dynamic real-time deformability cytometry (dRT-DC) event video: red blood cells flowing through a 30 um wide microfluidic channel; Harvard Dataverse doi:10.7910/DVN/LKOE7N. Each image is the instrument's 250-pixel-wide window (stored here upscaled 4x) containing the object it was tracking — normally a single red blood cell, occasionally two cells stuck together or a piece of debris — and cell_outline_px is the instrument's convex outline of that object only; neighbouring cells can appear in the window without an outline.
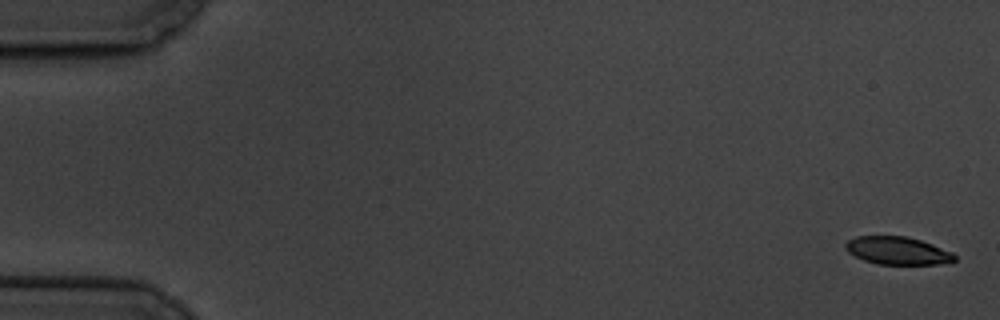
{"species": "common noctule bat (a hibernating species)", "species_latin": "Nyctalus noctula", "temperature_condition": "cold", "stored_images_in_passage": 6, "camera_frame_rate_fps": 3000, "um_per_image_px": 0.085, "animal": {"sex": "male", "body_mass_g": 19.5, "forearm_length_mm": 54.6}, "frame": {"image": 1, "passage_image": 1, "time_ms": 0.0, "image_size_px": [1000, 320], "cell_outline_px": [[956, 260], [936, 264], [876, 264], [864, 260], [848, 252], [844, 248], [844, 244], [848, 240], [856, 236], [908, 236], [932, 244], [952, 252], [956, 256]], "centroid_in_image_um": [76.26, 21.3], "position_along_channel_um": 8.7, "area_um2": 17.63}}
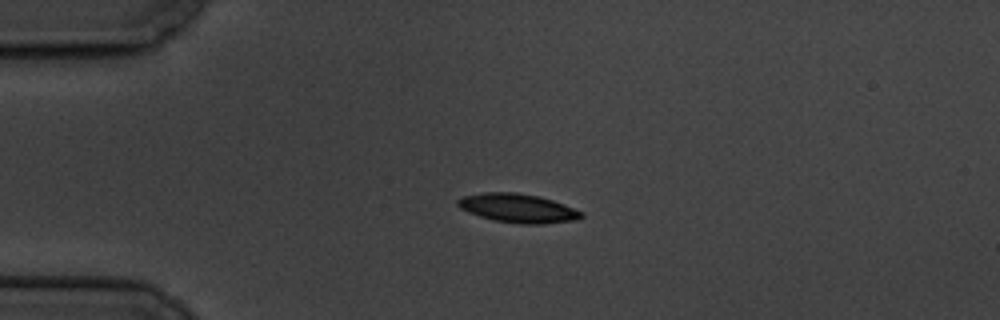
{"frame": {"image": 2, "passage_image": 4, "time_ms": 4.333, "image_size_px": [1000, 320], "cell_outline_px": [[584, 216], [576, 220], [544, 224], [520, 224], [496, 220], [480, 216], [468, 212], [460, 208], [456, 204], [456, 200], [464, 196], [484, 192], [516, 192], [536, 196], [552, 200], [564, 204], [584, 212]], "centroid_in_image_um": [44.03, 17.7], "position_along_channel_um": 41.0, "area_um2": 20.75}}
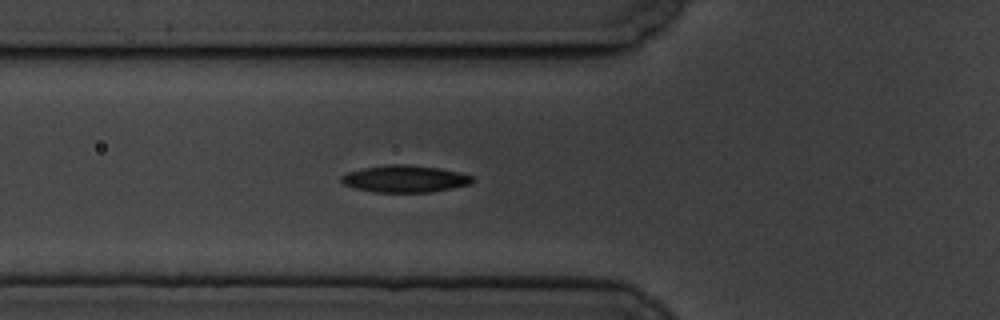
{"frame": {"image": 3, "passage_image": 6, "time_ms": 6.667, "image_size_px": [1000, 320], "cell_outline_px": [[476, 180], [472, 184], [432, 192], [376, 192], [352, 188], [344, 184], [340, 180], [340, 176], [348, 172], [364, 168], [388, 164], [404, 164], [440, 168], [460, 172], [472, 176]], "centroid_in_image_um": [34.44, 15.2], "position_along_channel_um": 91.4, "area_um2": 20.81}}